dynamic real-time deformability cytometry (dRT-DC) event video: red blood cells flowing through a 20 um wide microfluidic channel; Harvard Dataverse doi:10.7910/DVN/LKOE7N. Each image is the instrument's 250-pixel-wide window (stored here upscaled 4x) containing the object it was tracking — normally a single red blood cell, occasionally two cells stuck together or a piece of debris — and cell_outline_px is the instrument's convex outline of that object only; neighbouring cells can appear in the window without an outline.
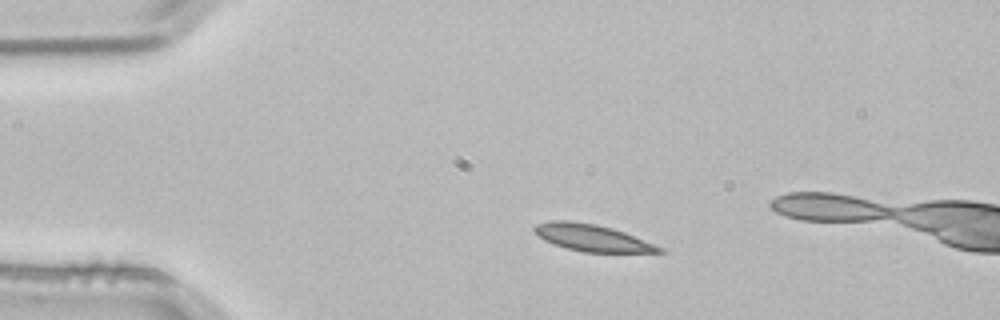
{"species": "common noctule bat (a hibernating species)", "species_latin": "Nyctalus noctula", "temperature_condition": "room temperature", "stored_images_in_passage": 2, "camera_frame_rate_fps": 3000, "um_per_image_px": 0.085, "animal": {"sex": "male", "body_mass_g": 21.5, "forearm_length_mm": 52.0}, "frame": {"image": 1, "passage_image": 1, "time_ms": 0.0, "image_size_px": [1000, 320], "cell_outline_px": [[664, 252], [584, 252], [552, 244], [544, 240], [532, 228], [536, 224], [548, 220], [568, 220], [596, 224], [612, 228], [624, 232], [664, 248]], "centroid_in_image_um": [50.3, 20.2], "position_along_channel_um": 34.7, "area_um2": 19.36}}